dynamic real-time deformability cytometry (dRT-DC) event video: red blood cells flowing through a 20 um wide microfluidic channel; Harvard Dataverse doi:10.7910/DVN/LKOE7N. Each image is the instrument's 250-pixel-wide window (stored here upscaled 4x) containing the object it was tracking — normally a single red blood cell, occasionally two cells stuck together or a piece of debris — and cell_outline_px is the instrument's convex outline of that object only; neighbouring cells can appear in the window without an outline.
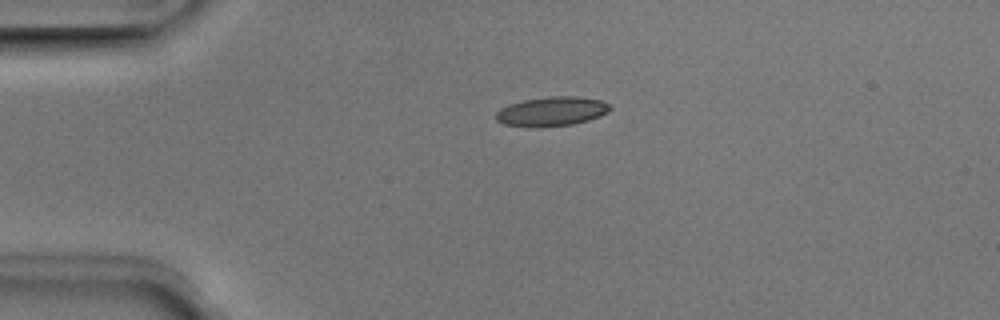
{"species": "Egyptian fruit bat (a non-hibernating species)", "species_latin": "Rousettus aegyptiacus", "temperature_condition": "room temperature", "stored_images_in_passage": 2, "camera_frame_rate_fps": 3000, "um_per_image_px": 0.085, "animal": {"sex": "male"}, "frame": {"image": 1, "passage_image": 1, "time_ms": 0.0, "image_size_px": [1000, 320], "cell_outline_px": [[612, 108], [608, 112], [600, 116], [588, 120], [572, 124], [532, 128], [528, 128], [504, 124], [496, 120], [496, 112], [500, 108], [508, 104], [524, 100], [552, 96], [576, 96], [600, 100], [608, 104]], "centroid_in_image_um": [46.86, 9.48], "position_along_channel_um": 38.1, "area_um2": 19.59}}